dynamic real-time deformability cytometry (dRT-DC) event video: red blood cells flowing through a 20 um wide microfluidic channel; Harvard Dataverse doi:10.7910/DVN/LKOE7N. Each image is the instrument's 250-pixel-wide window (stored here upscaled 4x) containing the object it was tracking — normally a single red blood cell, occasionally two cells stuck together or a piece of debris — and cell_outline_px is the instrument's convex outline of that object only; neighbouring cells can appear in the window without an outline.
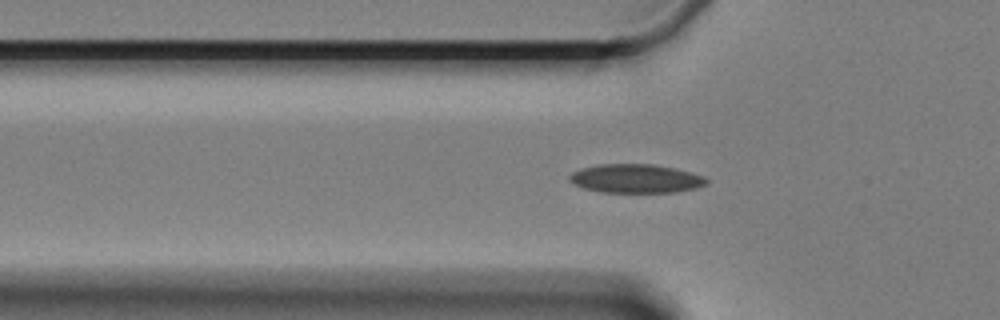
{"species": "Egyptian fruit bat (a non-hibernating species)", "species_latin": "Rousettus aegyptiacus", "temperature_condition": "cold", "stored_images_in_passage": 21, "camera_frame_rate_fps": 3000, "um_per_image_px": 0.085, "animal": {"sex": "female"}, "frame": {"image": 1, "passage_image": 6, "time_ms": 1.667, "image_size_px": [1000, 320], "cell_outline_px": [[708, 184], [696, 188], [676, 192], [600, 192], [584, 188], [568, 180], [568, 176], [572, 172], [584, 168], [600, 164], [652, 164], [672, 168], [704, 176], [708, 180]], "centroid_in_image_um": [54.05, 15.18], "position_along_channel_um": 71.8, "area_um2": 22.77}}
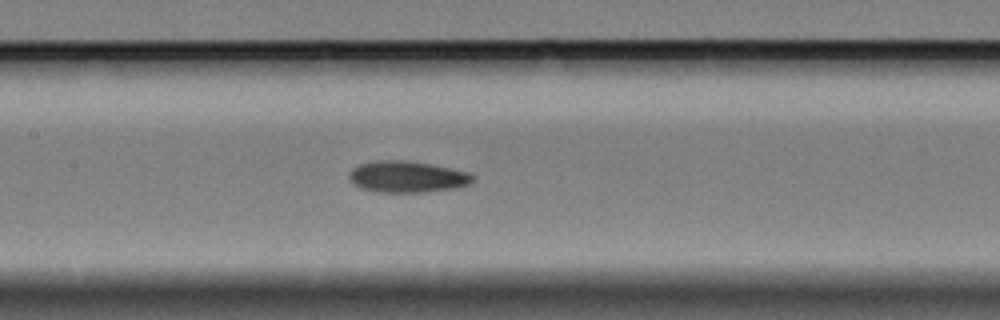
{"frame": {"image": 2, "passage_image": 15, "time_ms": 4.667, "image_size_px": [1000, 320], "cell_outline_px": [[476, 176], [468, 184], [456, 188], [424, 192], [376, 192], [360, 188], [352, 184], [348, 180], [348, 172], [352, 168], [360, 164], [376, 160], [404, 160], [428, 164], [468, 172]], "centroid_in_image_um": [34.54, 15.03], "position_along_channel_um": 172.9, "area_um2": 22.72}}
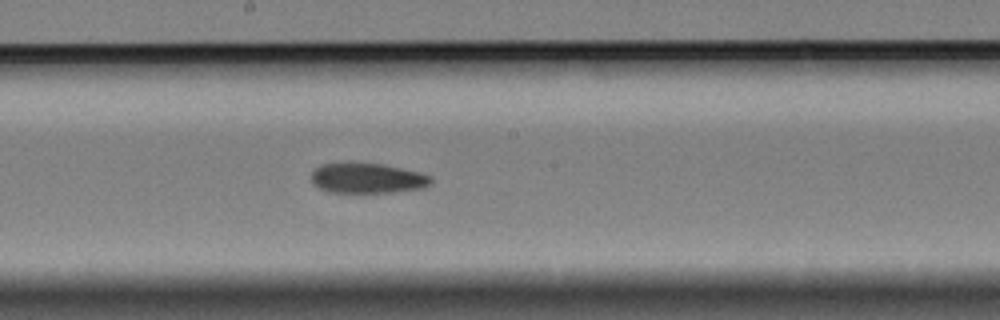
{"frame": {"image": 3, "passage_image": 19, "time_ms": 6.0, "image_size_px": [1000, 320], "cell_outline_px": [[432, 184], [424, 188], [396, 192], [328, 192], [312, 184], [312, 172], [320, 164], [384, 164], [420, 172], [432, 176]], "centroid_in_image_um": [31.28, 15.16], "position_along_channel_um": 216.9, "area_um2": 20.92}}